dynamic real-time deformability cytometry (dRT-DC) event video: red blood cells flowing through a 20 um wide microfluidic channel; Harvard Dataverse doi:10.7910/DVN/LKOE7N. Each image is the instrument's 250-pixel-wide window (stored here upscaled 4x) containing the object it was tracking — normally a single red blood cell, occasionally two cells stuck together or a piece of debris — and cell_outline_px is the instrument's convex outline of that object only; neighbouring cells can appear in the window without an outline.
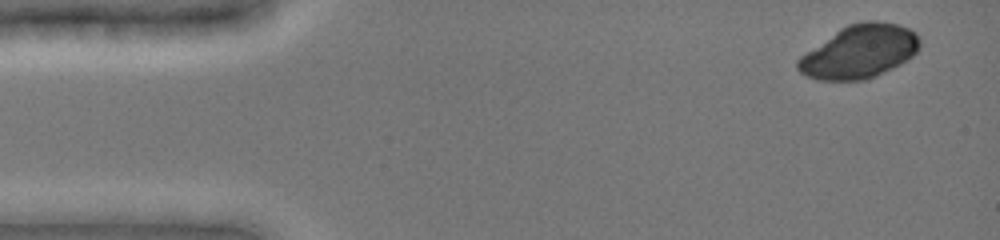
{"species": "common noctule bat (a hibernating species)", "species_latin": "Nyctalus noctula", "temperature_condition": "cold", "stored_images_in_passage": 68, "camera_frame_rate_fps": 3000, "um_per_image_px": 0.085, "animal": {"sex": "female", "body_mass_g": 19.0, "forearm_length_mm": 51.5}, "frame": {"image": 1, "passage_image": 3, "time_ms": 0.667, "image_size_px": [1000, 240], "cell_outline_px": [[920, 48], [908, 60], [876, 76], [864, 80], [816, 80], [800, 72], [796, 68], [796, 60], [800, 56], [840, 28], [848, 24], [864, 20], [876, 20], [896, 24], [908, 28], [916, 32], [920, 40]], "centroid_in_image_um": [73.06, 4.38], "position_along_channel_um": 11.9, "area_um2": 37.92}}